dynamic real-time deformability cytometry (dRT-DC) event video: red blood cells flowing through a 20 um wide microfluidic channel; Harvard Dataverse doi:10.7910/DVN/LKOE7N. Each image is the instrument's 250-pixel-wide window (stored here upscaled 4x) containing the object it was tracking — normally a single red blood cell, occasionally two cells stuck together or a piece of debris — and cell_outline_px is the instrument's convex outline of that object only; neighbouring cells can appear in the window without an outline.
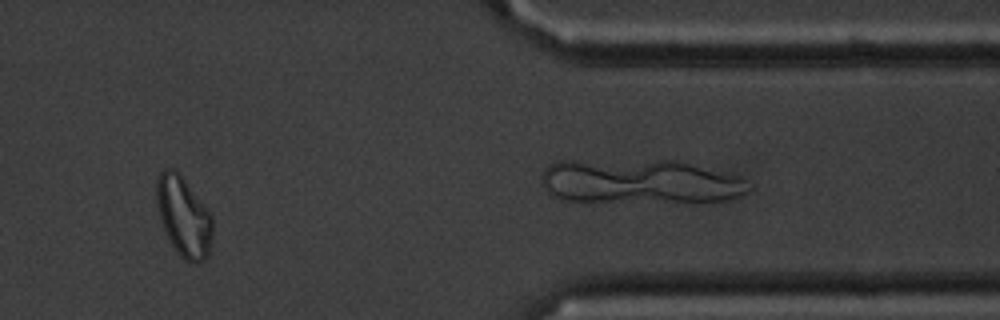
{"species": "common noctule bat (a hibernating species)", "species_latin": "Nyctalus noctula", "temperature_condition": "cold", "stored_images_in_passage": 45, "camera_frame_rate_fps": 3000, "um_per_image_px": 0.085, "animal": {"sex": "male", "body_mass_g": 20.1, "forearm_length_mm": 53.5}, "frame": {"image": 1, "passage_image": 36, "time_ms": 11.667, "image_size_px": [1000, 320], "cell_outline_px": [[212, 240], [208, 256], [204, 260], [196, 264], [192, 264], [184, 260], [176, 252], [160, 220], [156, 200], [156, 180], [160, 172], [164, 168], [172, 168], [180, 172], [212, 216]], "centroid_in_image_um": [15.61, 18.41], "position_along_channel_um": 395.8, "area_um2": 26.3}}